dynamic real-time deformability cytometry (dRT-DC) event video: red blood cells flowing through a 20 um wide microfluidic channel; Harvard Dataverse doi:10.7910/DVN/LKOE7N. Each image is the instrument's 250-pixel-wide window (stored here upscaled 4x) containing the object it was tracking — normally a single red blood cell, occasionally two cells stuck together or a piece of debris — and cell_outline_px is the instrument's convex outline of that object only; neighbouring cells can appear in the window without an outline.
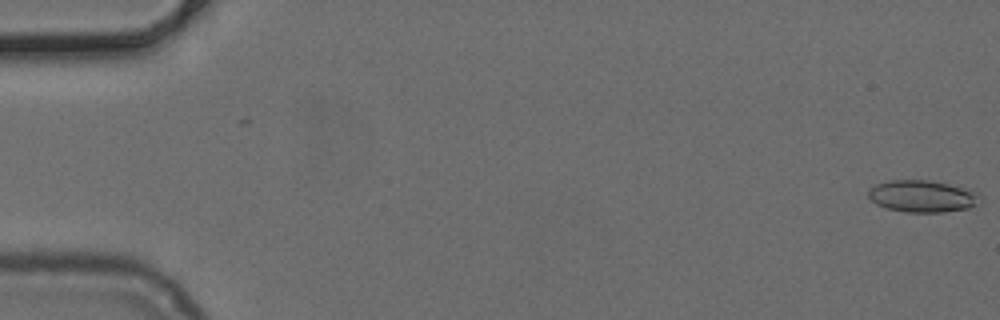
{"species": "common noctule bat (a hibernating species)", "species_latin": "Nyctalus noctula", "temperature_condition": "cold", "stored_images_in_passage": 13, "camera_frame_rate_fps": 3000, "um_per_image_px": 0.085, "animal": {"sex": "female", "body_mass_g": 24.6, "forearm_length_mm": 56.2}, "frame": {"image": 1, "passage_image": 1, "time_ms": 0.0, "image_size_px": [1000, 320], "cell_outline_px": [[984, 200], [968, 208], [944, 212], [904, 212], [888, 208], [876, 204], [868, 196], [868, 192], [876, 184], [888, 180], [928, 180], [948, 184], [972, 192]], "centroid_in_image_um": [78.36, 16.69], "position_along_channel_um": 6.6, "area_um2": 20.4}}